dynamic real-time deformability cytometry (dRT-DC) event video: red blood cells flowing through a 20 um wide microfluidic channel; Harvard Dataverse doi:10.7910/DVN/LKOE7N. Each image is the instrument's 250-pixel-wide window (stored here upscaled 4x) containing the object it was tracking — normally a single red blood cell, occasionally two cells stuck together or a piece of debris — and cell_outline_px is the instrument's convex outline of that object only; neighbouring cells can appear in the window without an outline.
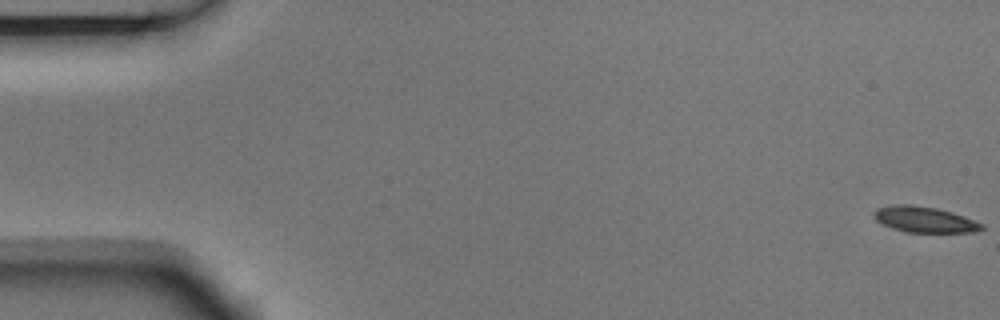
{"species": "Egyptian fruit bat (a non-hibernating species)", "species_latin": "Rousettus aegyptiacus", "temperature_condition": "room temperature", "stored_images_in_passage": 5, "camera_frame_rate_fps": 3000, "um_per_image_px": 0.085, "animal": {"sex": "male"}, "frame": {"image": 1, "passage_image": 1, "time_ms": 0.0, "image_size_px": [1000, 320], "cell_outline_px": [[984, 228], [976, 232], [908, 232], [892, 228], [876, 220], [876, 212], [880, 208], [904, 204], [912, 204], [936, 208], [952, 212], [964, 216], [984, 224]], "centroid_in_image_um": [78.68, 18.67], "position_along_channel_um": 6.3, "area_um2": 15.84}}